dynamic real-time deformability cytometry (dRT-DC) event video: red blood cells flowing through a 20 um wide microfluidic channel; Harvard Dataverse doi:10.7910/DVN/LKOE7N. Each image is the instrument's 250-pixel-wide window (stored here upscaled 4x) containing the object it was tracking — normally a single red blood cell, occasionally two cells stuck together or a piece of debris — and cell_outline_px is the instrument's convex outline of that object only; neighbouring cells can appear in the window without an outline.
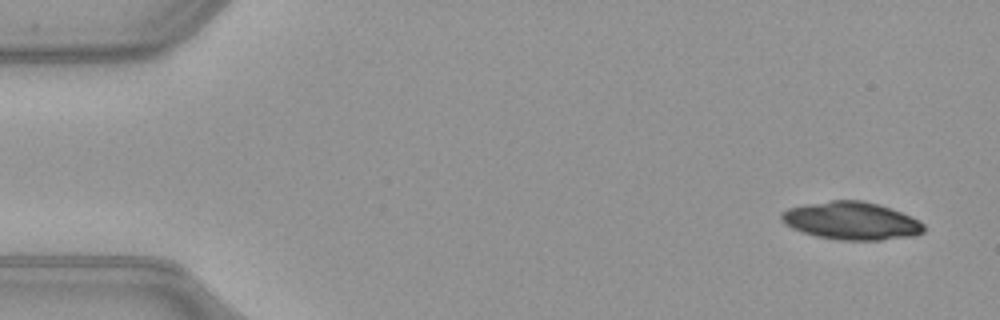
{"species": "common noctule bat (a hibernating species)", "species_latin": "Nyctalus noctula", "temperature_condition": "warm", "stored_images_in_passage": 49, "camera_frame_rate_fps": 3000, "um_per_image_px": 0.085, "animal": {"sex": "female", "body_mass_g": 21.9}, "frame": {"image": 1, "passage_image": 1, "time_ms": 0.0, "image_size_px": [1000, 320], "cell_outline_px": [[924, 232], [912, 236], [880, 240], [840, 240], [816, 236], [792, 228], [784, 224], [780, 220], [780, 212], [788, 208], [804, 204], [832, 200], [860, 200], [880, 204], [920, 220], [924, 224]], "centroid_in_image_um": [72.34, 18.76], "position_along_channel_um": 12.7, "area_um2": 31.5}}